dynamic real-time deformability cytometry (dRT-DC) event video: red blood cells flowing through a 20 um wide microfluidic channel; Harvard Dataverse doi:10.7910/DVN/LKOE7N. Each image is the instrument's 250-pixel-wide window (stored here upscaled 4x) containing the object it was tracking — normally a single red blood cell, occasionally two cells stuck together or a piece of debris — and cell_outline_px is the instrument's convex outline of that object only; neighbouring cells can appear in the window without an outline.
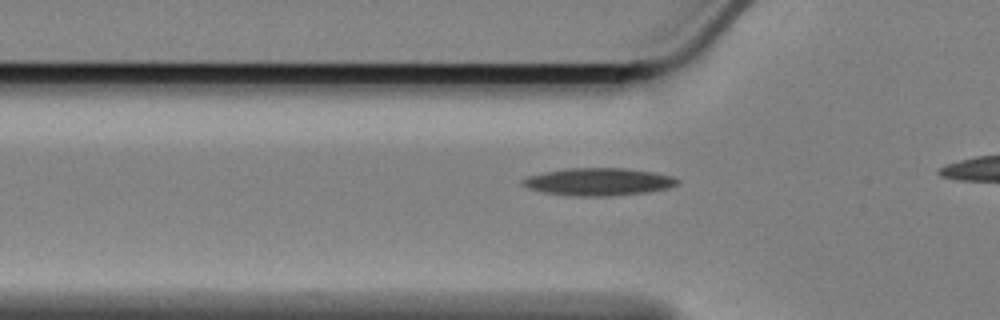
{"species": "Egyptian fruit bat (a non-hibernating species)", "species_latin": "Rousettus aegyptiacus", "temperature_condition": "cold", "stored_images_in_passage": 36, "camera_frame_rate_fps": 3000, "um_per_image_px": 0.085, "animal": {"sex": "female"}, "frame": {"image": 1, "passage_image": 7, "time_ms": 2.0, "image_size_px": [1000, 320], "cell_outline_px": [[680, 180], [676, 184], [668, 188], [648, 192], [608, 196], [580, 196], [544, 192], [528, 188], [520, 184], [520, 180], [528, 176], [544, 172], [564, 168], [624, 168], [652, 172], [672, 176]], "centroid_in_image_um": [50.84, 15.44], "position_along_channel_um": 75.0, "area_um2": 24.74}}
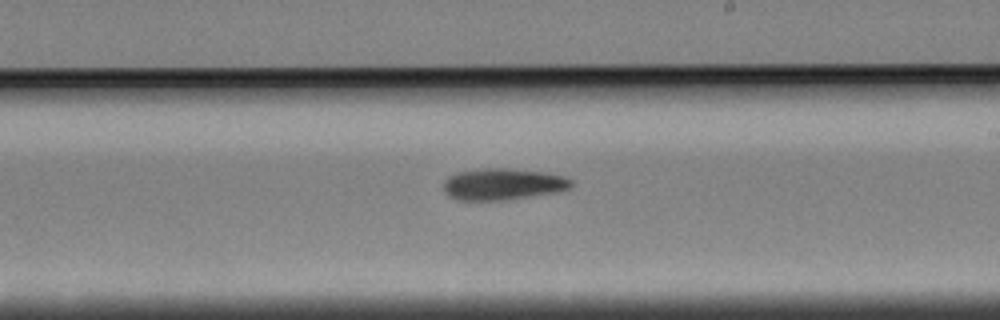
{"frame": {"image": 2, "passage_image": 22, "time_ms": 7.0, "image_size_px": [1000, 320], "cell_outline_px": [[572, 184], [568, 188], [556, 192], [504, 200], [456, 200], [448, 196], [444, 192], [444, 180], [448, 176], [460, 172], [484, 168], [504, 168], [544, 172], [564, 176], [572, 180]], "centroid_in_image_um": [42.71, 15.65], "position_along_channel_um": 246.3, "area_um2": 23.35}}
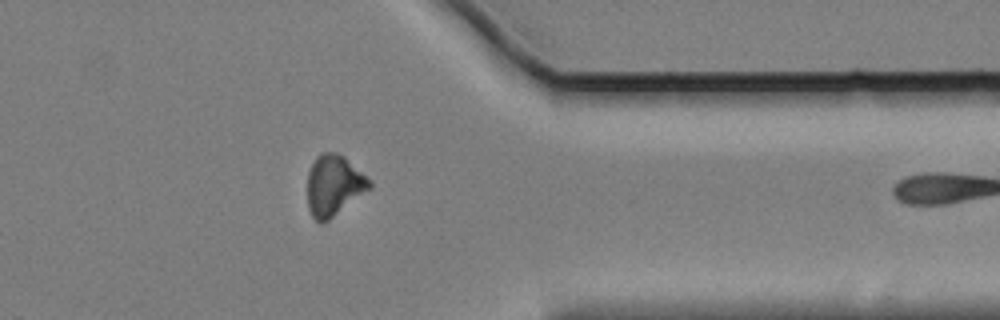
{"frame": {"image": 3, "passage_image": 35, "time_ms": 11.333, "image_size_px": [1000, 320], "cell_outline_px": [[372, 188], [324, 224], [320, 224], [312, 216], [308, 208], [308, 172], [316, 156], [320, 152], [336, 152], [344, 156], [372, 184]], "centroid_in_image_um": [28.35, 15.79], "position_along_channel_um": 383.0, "area_um2": 21.96}}